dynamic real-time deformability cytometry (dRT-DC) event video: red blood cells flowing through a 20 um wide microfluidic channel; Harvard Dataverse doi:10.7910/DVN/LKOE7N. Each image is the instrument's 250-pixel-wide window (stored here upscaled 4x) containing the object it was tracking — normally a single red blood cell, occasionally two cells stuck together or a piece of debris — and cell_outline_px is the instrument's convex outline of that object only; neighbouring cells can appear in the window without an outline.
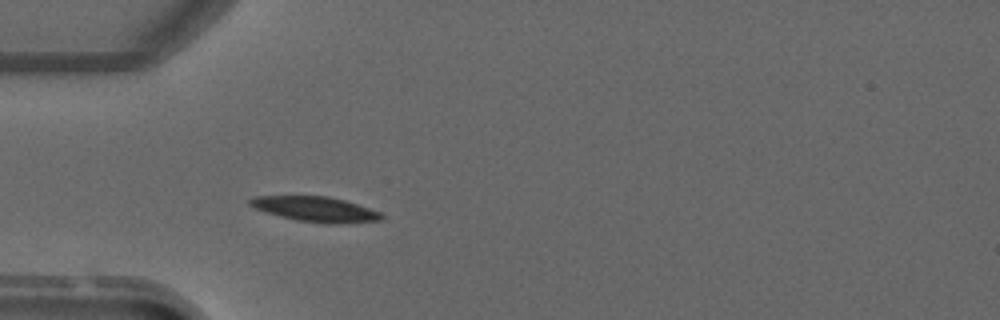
{"species": "common noctule bat (a hibernating species)", "species_latin": "Nyctalus noctula", "temperature_condition": "warm", "stored_images_in_passage": 2, "camera_frame_rate_fps": 3000, "um_per_image_px": 0.085, "animal": {"sex": "male", "forearm_length_mm": 52.5}, "frame": {"image": 1, "passage_image": 2, "time_ms": 2.333, "image_size_px": [1000, 320], "cell_outline_px": [[384, 220], [332, 224], [324, 224], [296, 220], [264, 212], [248, 204], [248, 200], [252, 196], [328, 196], [344, 200], [380, 212], [384, 216]], "centroid_in_image_um": [26.79, 17.78], "position_along_channel_um": 58.2, "area_um2": 19.25}}